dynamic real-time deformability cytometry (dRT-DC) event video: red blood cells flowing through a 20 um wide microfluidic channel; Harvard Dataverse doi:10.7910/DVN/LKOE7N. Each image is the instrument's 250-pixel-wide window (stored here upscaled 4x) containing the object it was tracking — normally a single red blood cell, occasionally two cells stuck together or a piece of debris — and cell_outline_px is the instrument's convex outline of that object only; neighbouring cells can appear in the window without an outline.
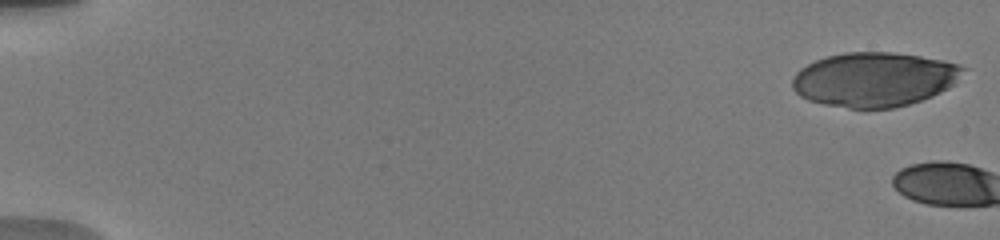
{"species": "human", "species_latin": "Homo sapiens", "temperature_condition": "warm", "stored_images_in_passage": 3, "camera_frame_rate_fps": 3000, "um_per_image_px": 0.085, "donor": {"sex": "male"}, "frame": {"image": 1, "passage_image": 1, "time_ms": 0.0, "image_size_px": [1000, 240], "cell_outline_px": [[968, 68], [948, 88], [932, 96], [908, 104], [892, 108], [848, 108], [824, 104], [808, 100], [800, 96], [792, 88], [792, 80], [796, 72], [800, 68], [816, 60], [828, 56], [844, 52], [892, 52], [920, 56], [944, 60], [960, 64]], "centroid_in_image_um": [74.31, 6.74], "position_along_channel_um": 10.7, "area_um2": 54.1}}